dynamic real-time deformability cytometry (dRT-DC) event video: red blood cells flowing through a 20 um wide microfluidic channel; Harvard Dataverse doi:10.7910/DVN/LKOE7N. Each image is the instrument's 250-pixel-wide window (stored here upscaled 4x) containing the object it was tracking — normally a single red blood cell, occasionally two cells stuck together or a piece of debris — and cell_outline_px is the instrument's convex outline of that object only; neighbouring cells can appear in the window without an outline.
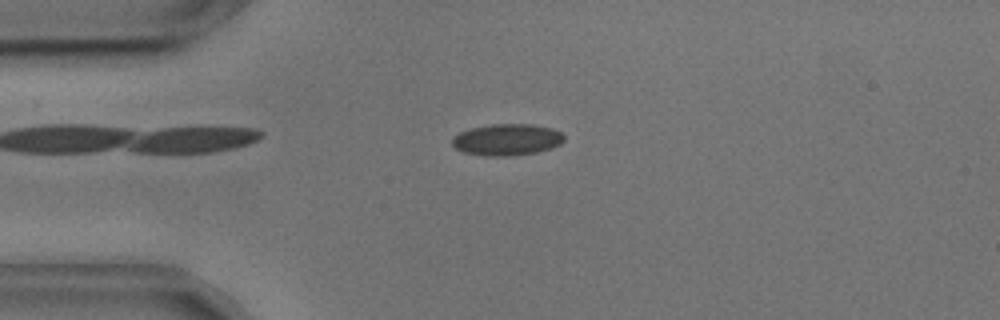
{"species": "common noctule bat (a hibernating species)", "species_latin": "Nyctalus noctula", "temperature_condition": "cold", "stored_images_in_passage": 54, "camera_frame_rate_fps": 3000, "um_per_image_px": 0.085, "animal": {"sex": "male", "body_mass_g": 17.9, "forearm_length_mm": 54.2}, "frame": {"image": 1, "passage_image": 12, "time_ms": 3.667, "image_size_px": [1000, 320], "cell_outline_px": [[564, 140], [560, 144], [552, 148], [536, 152], [512, 156], [484, 156], [464, 152], [456, 148], [452, 144], [452, 136], [460, 132], [472, 128], [492, 124], [532, 124], [552, 128], [560, 132], [564, 136]], "centroid_in_image_um": [43.09, 11.87], "position_along_channel_um": 41.9, "area_um2": 20.63}}
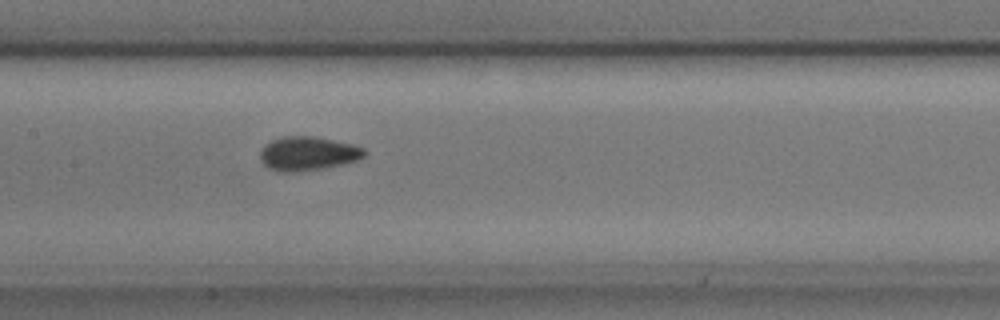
{"frame": {"image": 2, "passage_image": 25, "time_ms": 8.0, "image_size_px": [1000, 320], "cell_outline_px": [[368, 152], [364, 156], [356, 160], [344, 164], [324, 168], [292, 172], [280, 172], [268, 168], [260, 160], [260, 152], [272, 140], [284, 136], [312, 136], [352, 144], [364, 148]], "centroid_in_image_um": [26.18, 13.06], "position_along_channel_um": 181.2, "area_um2": 20.46}}
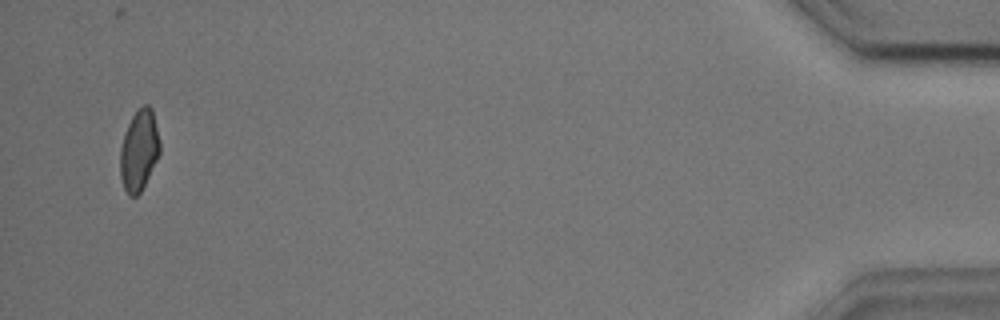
{"frame": {"image": 3, "passage_image": 52, "time_ms": 17.0, "image_size_px": [1000, 320], "cell_outline_px": [[160, 152], [140, 192], [136, 196], [128, 196], [124, 188], [120, 176], [120, 148], [124, 132], [132, 116], [144, 104], [148, 104], [152, 108], [160, 144]], "centroid_in_image_um": [11.8, 12.77], "position_along_channel_um": 423.4, "area_um2": 18.5}, "authors_computed_cell_mechanics": {"area_um2": 19.652, "velocity_mm_per_s": 3.6424, "shape_relaxation_time_tau1_ms": 3.4552, "shape_relaxation_time_tau2_ms": 1.63, "deformation_change_tau1": 0.0875, "deformation_change_tau2": 0.0665}}